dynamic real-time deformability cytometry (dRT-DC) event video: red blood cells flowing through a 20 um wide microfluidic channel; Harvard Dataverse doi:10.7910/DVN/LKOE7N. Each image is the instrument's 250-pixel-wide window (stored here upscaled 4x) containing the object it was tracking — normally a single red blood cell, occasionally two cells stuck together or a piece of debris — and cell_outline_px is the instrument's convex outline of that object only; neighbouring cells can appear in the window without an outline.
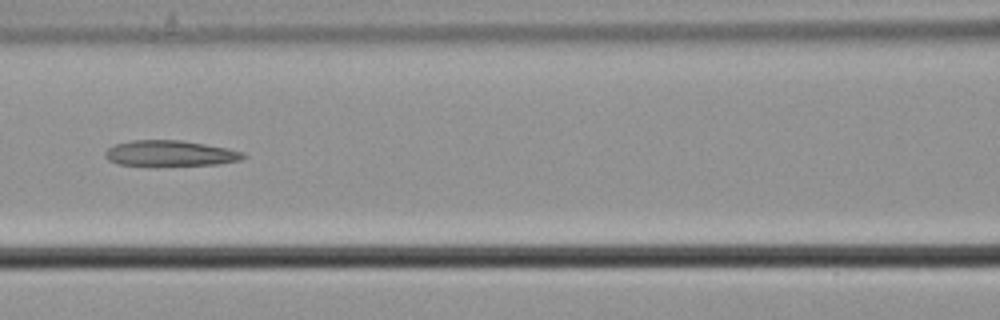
{"species": "common noctule bat (a hibernating species)", "species_latin": "Nyctalus noctula", "temperature_condition": "cold", "stored_images_in_passage": 8, "camera_frame_rate_fps": 3000, "um_per_image_px": 0.085, "animal": {"sex": "male", "body_mass_g": 21.5, "forearm_length_mm": 52.0}, "frame": {"image": 1, "passage_image": 7, "time_ms": 2.0, "image_size_px": [1000, 320], "cell_outline_px": [[248, 156], [240, 160], [220, 164], [116, 164], [108, 160], [104, 156], [104, 152], [108, 148], [116, 144], [132, 140], [184, 140], [228, 148], [244, 152]], "centroid_in_image_um": [14.5, 13.01], "position_along_channel_um": 152.1, "area_um2": 20.35}}
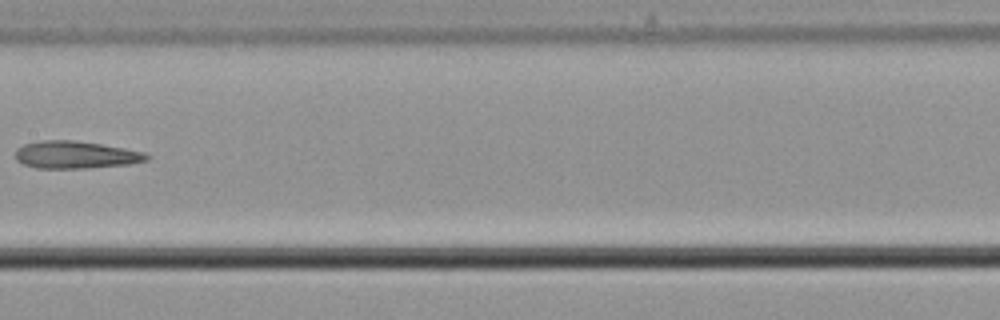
{"frame": {"image": 2, "passage_image": 8, "time_ms": 2.333, "image_size_px": [1000, 320], "cell_outline_px": [[152, 156], [148, 160], [128, 164], [88, 168], [36, 168], [24, 164], [16, 160], [16, 148], [24, 144], [40, 140], [76, 140], [124, 148], [144, 152]], "centroid_in_image_um": [6.43, 13.15], "position_along_channel_um": 201.0, "area_um2": 21.04}}